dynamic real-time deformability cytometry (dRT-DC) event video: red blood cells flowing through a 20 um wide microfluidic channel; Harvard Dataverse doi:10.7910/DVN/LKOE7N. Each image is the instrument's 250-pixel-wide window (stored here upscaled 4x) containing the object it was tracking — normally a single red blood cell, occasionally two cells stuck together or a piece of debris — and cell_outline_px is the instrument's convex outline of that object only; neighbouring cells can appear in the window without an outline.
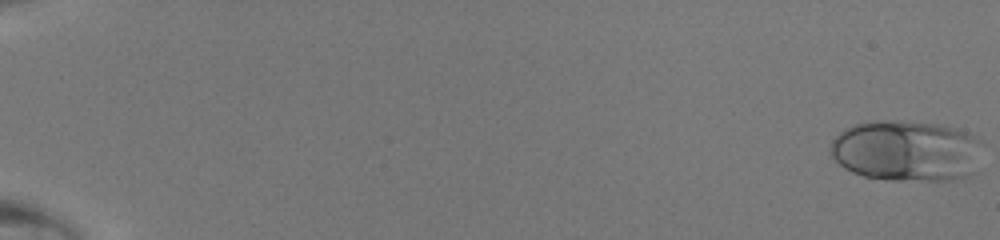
{"species": "human", "species_latin": "Homo sapiens", "temperature_condition": "room temperature", "stored_images_in_passage": 49, "camera_frame_rate_fps": 3000, "um_per_image_px": 0.085, "donor": {"sex": "male"}, "frame": {"image": 1, "passage_image": 1, "time_ms": 0.0, "image_size_px": [1000, 240], "cell_outline_px": [[980, 140], [972, 172], [968, 176], [948, 180], [888, 180], [864, 176], [852, 172], [844, 168], [832, 156], [828, 148], [832, 140], [844, 128], [852, 124], [876, 120], [884, 120], [940, 124], [956, 128], [968, 132]], "centroid_in_image_um": [76.96, 12.8], "position_along_channel_um": 8.0, "area_um2": 53.87}}
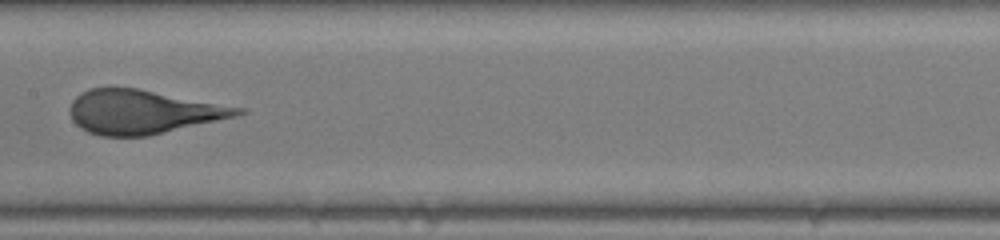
{"frame": {"image": 2, "passage_image": 28, "time_ms": 9.0, "image_size_px": [1000, 240], "cell_outline_px": [[248, 112], [236, 116], [148, 136], [100, 136], [88, 132], [80, 128], [72, 120], [68, 112], [72, 100], [80, 92], [88, 88], [136, 88], [248, 108]], "centroid_in_image_um": [12.13, 9.51], "position_along_channel_um": 195.3, "area_um2": 43.18}}
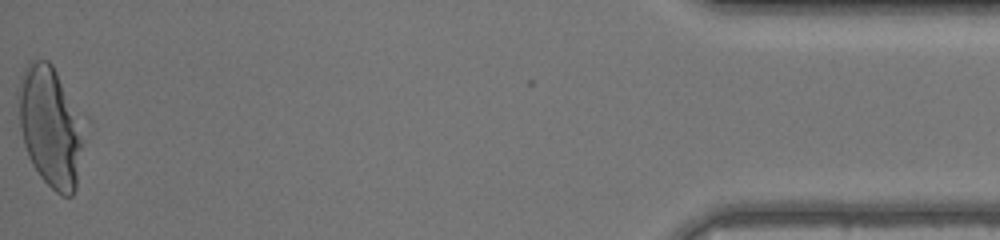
{"frame": {"image": 3, "passage_image": 49, "time_ms": 16.0, "image_size_px": [1000, 240], "cell_outline_px": [[92, 124], [76, 188], [72, 196], [60, 196], [40, 176], [32, 164], [28, 156], [24, 144], [20, 128], [16, 96], [16, 88], [20, 76], [28, 60], [48, 60], [52, 64], [92, 120]], "centroid_in_image_um": [4.44, 10.7], "position_along_channel_um": 430.8, "area_um2": 50.05}}